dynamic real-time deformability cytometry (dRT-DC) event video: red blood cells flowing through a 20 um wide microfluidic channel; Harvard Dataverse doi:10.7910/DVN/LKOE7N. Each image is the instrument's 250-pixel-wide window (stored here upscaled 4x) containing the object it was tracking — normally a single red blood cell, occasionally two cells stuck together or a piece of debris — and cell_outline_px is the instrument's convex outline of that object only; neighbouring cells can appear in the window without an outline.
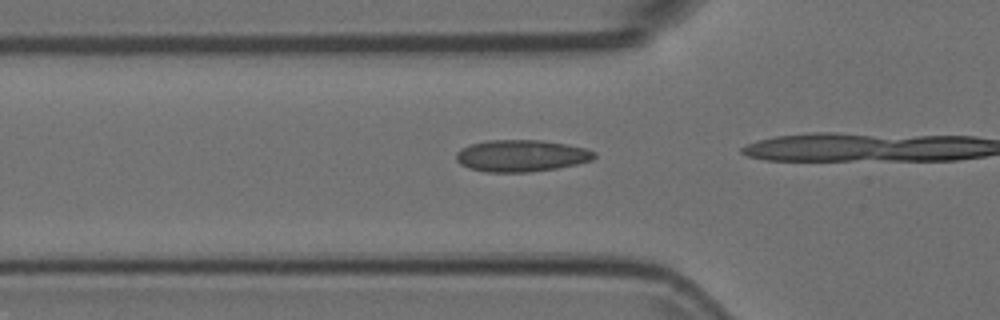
{"species": "Egyptian fruit bat (a non-hibernating species)", "species_latin": "Rousettus aegyptiacus", "temperature_condition": "room temperature", "stored_images_in_passage": 16, "camera_frame_rate_fps": 3000, "um_per_image_px": 0.085, "animal": {"sex": "female"}, "frame": {"image": 1, "passage_image": 14, "time_ms": 4.333, "image_size_px": [1000, 320], "cell_outline_px": [[596, 156], [592, 160], [576, 164], [556, 168], [528, 172], [484, 172], [468, 168], [460, 164], [456, 160], [456, 152], [460, 148], [468, 144], [488, 140], [540, 140], [568, 144], [584, 148], [596, 152]], "centroid_in_image_um": [44.27, 13.23], "position_along_channel_um": 81.5, "area_um2": 25.78}}